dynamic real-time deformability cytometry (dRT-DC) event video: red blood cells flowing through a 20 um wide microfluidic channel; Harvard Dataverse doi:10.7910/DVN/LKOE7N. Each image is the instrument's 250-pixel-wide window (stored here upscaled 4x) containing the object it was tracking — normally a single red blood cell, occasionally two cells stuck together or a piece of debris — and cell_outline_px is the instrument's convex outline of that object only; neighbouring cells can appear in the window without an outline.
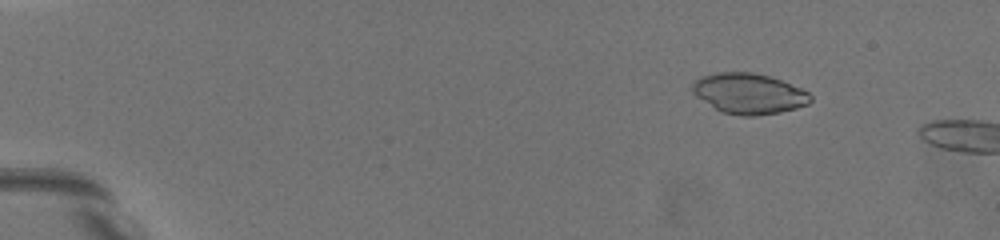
{"species": "common noctule bat (a hibernating species)", "species_latin": "Nyctalus noctula", "temperature_condition": "warm", "stored_images_in_passage": 12, "camera_frame_rate_fps": 3000, "um_per_image_px": 0.085, "animal": {"sex": "female", "body_mass_g": 19.5, "forearm_length_mm": 54.1}, "frame": {"image": 1, "passage_image": 8, "time_ms": 2.667, "image_size_px": [1000, 240], "cell_outline_px": [[812, 100], [808, 104], [796, 108], [780, 112], [756, 116], [744, 116], [724, 112], [716, 108], [696, 96], [692, 92], [692, 84], [700, 76], [720, 72], [752, 72], [768, 76], [780, 80], [800, 88], [808, 92], [812, 96]], "centroid_in_image_um": [63.66, 7.95], "position_along_channel_um": 21.3, "area_um2": 27.63}}